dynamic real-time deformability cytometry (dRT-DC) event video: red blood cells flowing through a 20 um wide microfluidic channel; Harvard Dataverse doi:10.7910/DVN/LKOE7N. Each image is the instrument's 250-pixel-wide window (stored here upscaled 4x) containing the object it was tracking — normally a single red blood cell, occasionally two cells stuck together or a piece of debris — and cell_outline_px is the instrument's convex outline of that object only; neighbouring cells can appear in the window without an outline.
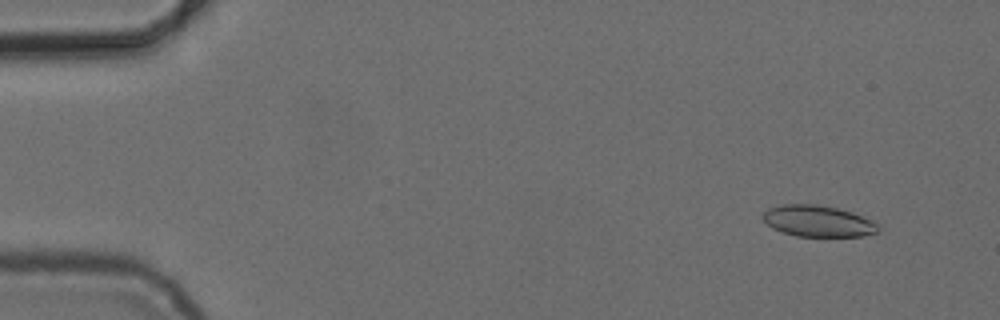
{"species": "common noctule bat (a hibernating species)", "species_latin": "Nyctalus noctula", "temperature_condition": "cold", "stored_images_in_passage": 4, "camera_frame_rate_fps": 3000, "um_per_image_px": 0.085, "animal": {"sex": "female", "body_mass_g": 24.6, "forearm_length_mm": 56.2}, "frame": {"image": 1, "passage_image": 2, "time_ms": 1.333, "image_size_px": [1000, 320], "cell_outline_px": [[880, 228], [876, 232], [860, 236], [796, 236], [772, 228], [760, 216], [768, 208], [784, 204], [816, 204], [836, 208], [852, 212], [880, 224]], "centroid_in_image_um": [69.51, 18.79], "position_along_channel_um": 15.5, "area_um2": 20.92}}